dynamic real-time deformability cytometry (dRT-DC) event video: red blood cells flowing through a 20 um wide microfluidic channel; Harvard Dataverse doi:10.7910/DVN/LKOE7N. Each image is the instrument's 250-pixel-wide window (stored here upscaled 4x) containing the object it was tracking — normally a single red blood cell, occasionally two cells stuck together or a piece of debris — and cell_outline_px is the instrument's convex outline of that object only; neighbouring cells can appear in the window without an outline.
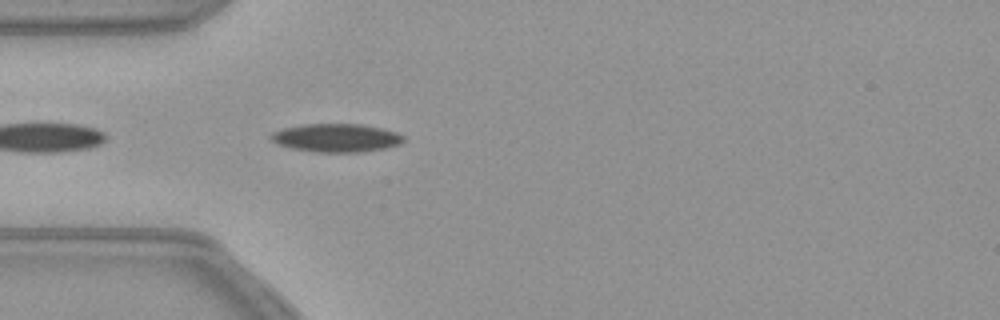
{"species": "common noctule bat (a hibernating species)", "species_latin": "Nyctalus noctula", "temperature_condition": "warm", "stored_images_in_passage": 41, "camera_frame_rate_fps": 3000, "um_per_image_px": 0.085, "animal": {"sex": "female", "body_mass_g": 21.9}, "frame": {"image": 1, "passage_image": 2, "time_ms": 0.333, "image_size_px": [1000, 320], "cell_outline_px": [[404, 140], [400, 144], [384, 148], [364, 152], [312, 152], [292, 148], [276, 144], [268, 136], [272, 132], [284, 128], [304, 124], [364, 124], [396, 132], [404, 136]], "centroid_in_image_um": [28.57, 11.72], "position_along_channel_um": 56.4, "area_um2": 21.96}}
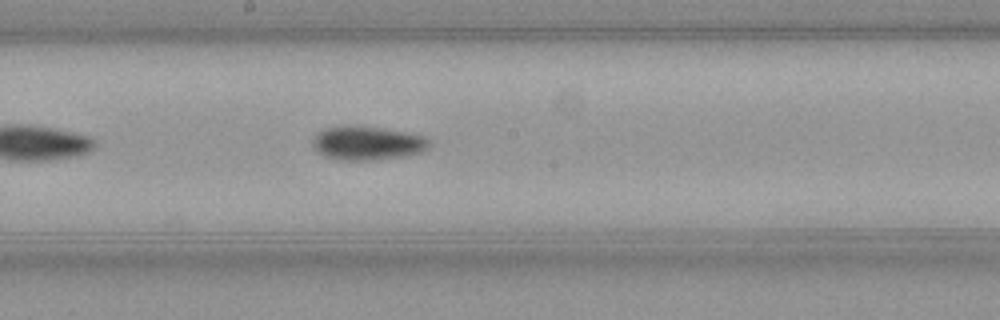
{"frame": {"image": 2, "passage_image": 15, "time_ms": 4.667, "image_size_px": [1000, 320], "cell_outline_px": [[432, 144], [424, 152], [404, 156], [376, 160], [336, 160], [324, 156], [316, 152], [312, 148], [312, 140], [316, 132], [324, 128], [356, 124], [428, 136]], "centroid_in_image_um": [31.21, 12.16], "position_along_channel_um": 217.0, "area_um2": 23.7}}
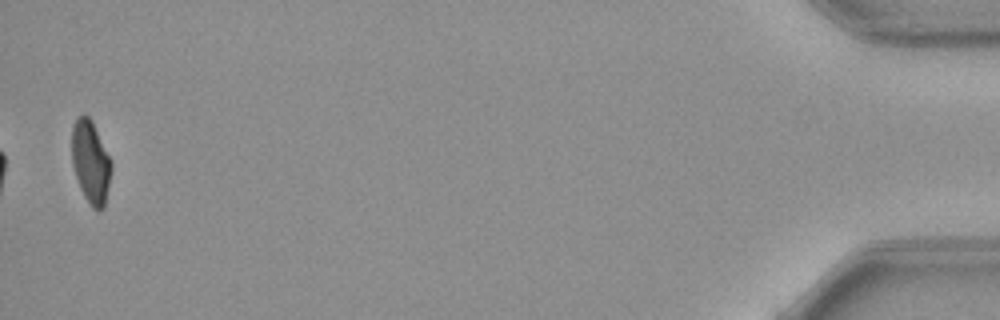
{"frame": {"image": 3, "passage_image": 40, "time_ms": 13.0, "image_size_px": [1000, 320], "cell_outline_px": [[112, 168], [104, 208], [100, 212], [92, 208], [84, 196], [80, 188], [72, 164], [72, 128], [76, 120], [84, 112], [92, 120], [112, 160]], "centroid_in_image_um": [7.72, 13.78], "position_along_channel_um": 427.5, "area_um2": 19.25}}